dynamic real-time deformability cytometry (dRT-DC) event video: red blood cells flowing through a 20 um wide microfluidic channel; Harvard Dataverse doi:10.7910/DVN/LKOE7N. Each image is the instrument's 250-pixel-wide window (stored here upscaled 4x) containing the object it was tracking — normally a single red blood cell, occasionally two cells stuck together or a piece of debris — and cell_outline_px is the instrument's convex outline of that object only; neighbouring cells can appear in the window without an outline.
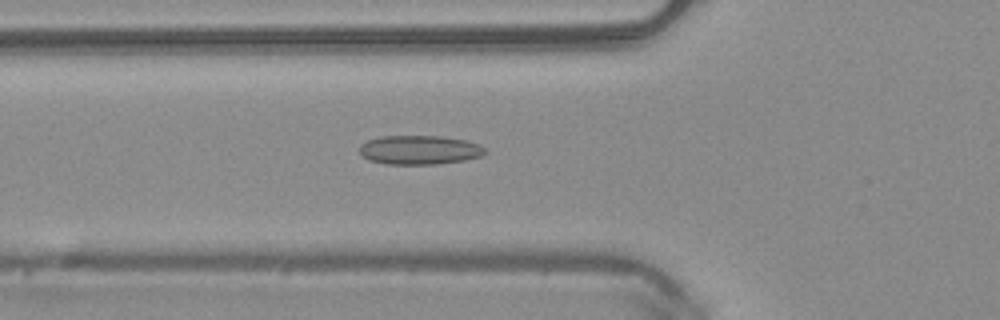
{"species": "common noctule bat (a hibernating species)", "species_latin": "Nyctalus noctula", "temperature_condition": "warm", "stored_images_in_passage": 25, "camera_frame_rate_fps": 3000, "um_per_image_px": 0.085, "animal": {"sex": "male", "body_mass_g": 20.4}, "frame": {"image": 1, "passage_image": 18, "time_ms": 5.667, "image_size_px": [1000, 320], "cell_outline_px": [[488, 152], [480, 156], [464, 160], [436, 164], [388, 164], [368, 160], [360, 152], [360, 144], [368, 140], [380, 136], [440, 136], [468, 140], [480, 144]], "centroid_in_image_um": [35.68, 12.73], "position_along_channel_um": 90.1, "area_um2": 21.33}}
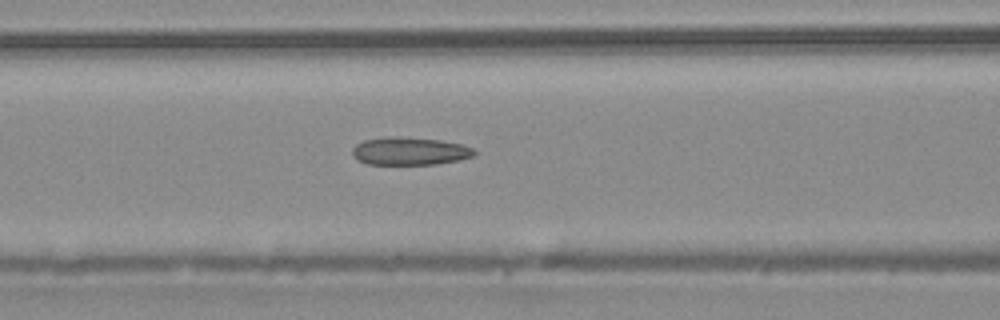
{"frame": {"image": 2, "passage_image": 21, "time_ms": 6.667, "image_size_px": [1000, 320], "cell_outline_px": [[476, 156], [460, 160], [436, 164], [368, 164], [356, 160], [352, 156], [352, 148], [356, 144], [364, 140], [396, 136], [440, 140], [464, 144], [472, 148], [476, 152]], "centroid_in_image_um": [34.85, 12.85], "position_along_channel_um": 131.8, "area_um2": 19.94}}
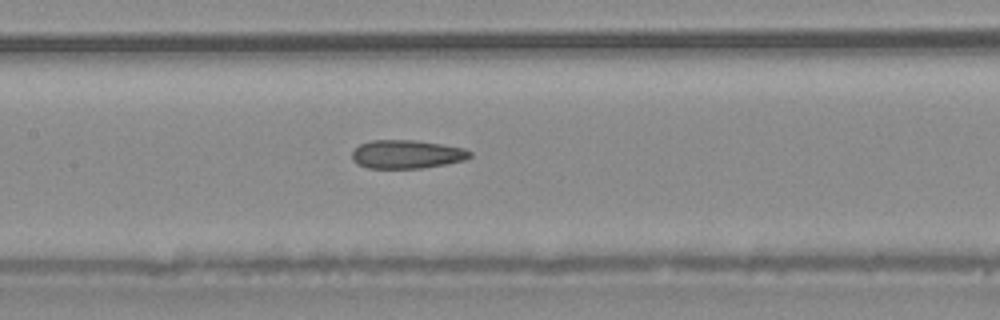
{"frame": {"image": 3, "passage_image": 24, "time_ms": 7.667, "image_size_px": [1000, 320], "cell_outline_px": [[472, 156], [464, 160], [424, 168], [368, 168], [356, 164], [352, 160], [352, 152], [360, 144], [372, 140], [416, 140], [464, 148], [472, 152]], "centroid_in_image_um": [34.56, 13.11], "position_along_channel_um": 172.8, "area_um2": 19.59}}